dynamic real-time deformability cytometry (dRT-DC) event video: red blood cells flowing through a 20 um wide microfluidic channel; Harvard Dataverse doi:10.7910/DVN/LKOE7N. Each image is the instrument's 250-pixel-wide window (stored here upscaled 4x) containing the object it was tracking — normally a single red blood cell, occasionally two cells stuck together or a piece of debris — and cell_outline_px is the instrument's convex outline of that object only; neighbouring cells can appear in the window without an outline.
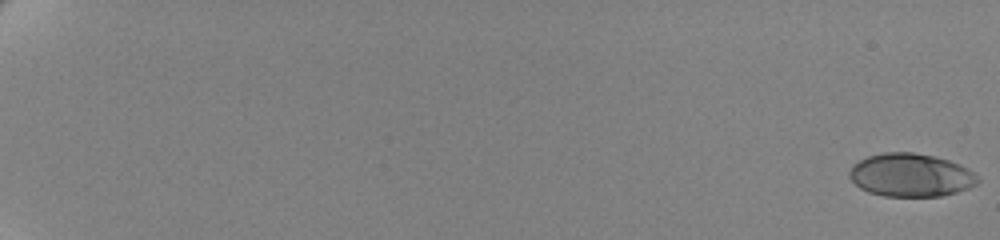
{"species": "human", "species_latin": "Homo sapiens", "temperature_condition": "cold", "stored_images_in_passage": 62, "camera_frame_rate_fps": 3000, "um_per_image_px": 0.085, "donor": {"sex": "female"}, "frame": {"image": 1, "passage_image": 1, "time_ms": 0.0, "image_size_px": [1000, 240], "cell_outline_px": [[980, 180], [976, 184], [968, 188], [956, 192], [940, 196], [884, 196], [868, 192], [860, 188], [848, 176], [848, 172], [852, 164], [868, 156], [884, 152], [912, 152], [932, 156], [948, 160], [960, 164], [968, 168]], "centroid_in_image_um": [77.39, 14.88], "position_along_channel_um": 7.6, "area_um2": 32.25}}
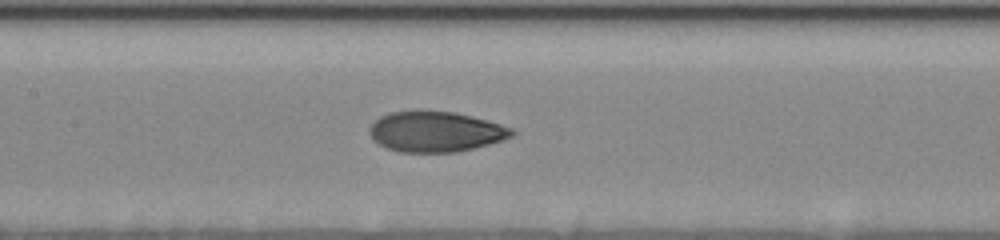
{"frame": {"image": 2, "passage_image": 35, "time_ms": 11.333, "image_size_px": [1000, 240], "cell_outline_px": [[516, 132], [512, 136], [488, 144], [456, 152], [400, 152], [388, 148], [372, 140], [368, 132], [368, 128], [380, 116], [392, 112], [452, 112], [500, 124], [512, 128]], "centroid_in_image_um": [36.99, 11.21], "position_along_channel_um": 170.4, "area_um2": 32.83}}
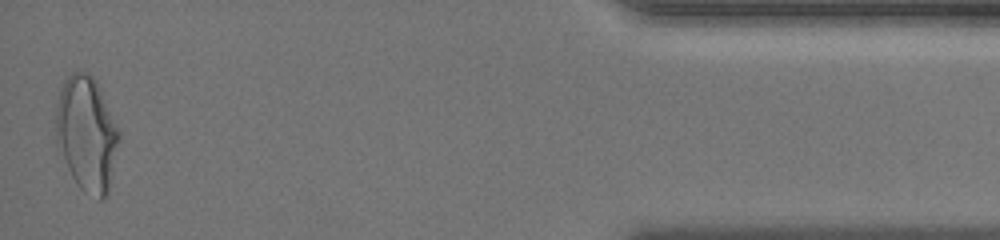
{"frame": {"image": 3, "passage_image": 62, "time_ms": 20.333, "image_size_px": [1000, 240], "cell_outline_px": [[120, 140], [108, 196], [104, 200], [100, 200], [84, 192], [76, 184], [56, 144], [56, 104], [64, 80], [72, 72], [84, 72], [92, 76], [96, 80], [120, 128]], "centroid_in_image_um": [7.4, 11.4], "position_along_channel_um": 427.8, "area_um2": 42.77}, "authors_computed_cell_mechanics": {"area_um2": 33.235, "velocity_mm_per_s": 3.4851, "shape_relaxation_time_tau1_ms": 6.339, "shape_relaxation_time_tau2_ms": 1.1679, "deformation_change_tau1": 0.2032, "deformation_change_tau2": 0.0625}}